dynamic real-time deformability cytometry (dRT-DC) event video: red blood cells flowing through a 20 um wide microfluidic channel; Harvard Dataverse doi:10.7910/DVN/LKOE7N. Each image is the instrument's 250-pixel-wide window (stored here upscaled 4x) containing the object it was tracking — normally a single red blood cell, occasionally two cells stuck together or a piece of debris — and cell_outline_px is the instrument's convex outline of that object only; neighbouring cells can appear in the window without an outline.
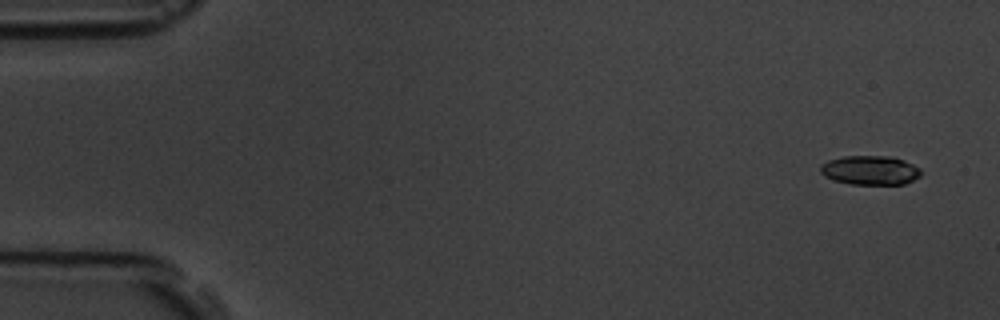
{"species": "common noctule bat (a hibernating species)", "species_latin": "Nyctalus noctula", "temperature_condition": "room temperature", "stored_images_in_passage": 11, "camera_frame_rate_fps": 3000, "um_per_image_px": 0.085, "animal": {"sex": "male", "body_mass_g": 19.5, "forearm_length_mm": 54.6}, "frame": {"image": 1, "passage_image": 1, "time_ms": 0.0, "image_size_px": [1000, 320], "cell_outline_px": [[920, 176], [904, 184], [852, 184], [836, 180], [824, 176], [820, 172], [820, 164], [828, 160], [844, 156], [892, 156], [904, 160], [920, 168]], "centroid_in_image_um": [73.95, 14.46], "position_along_channel_um": 11.0, "area_um2": 17.05}}
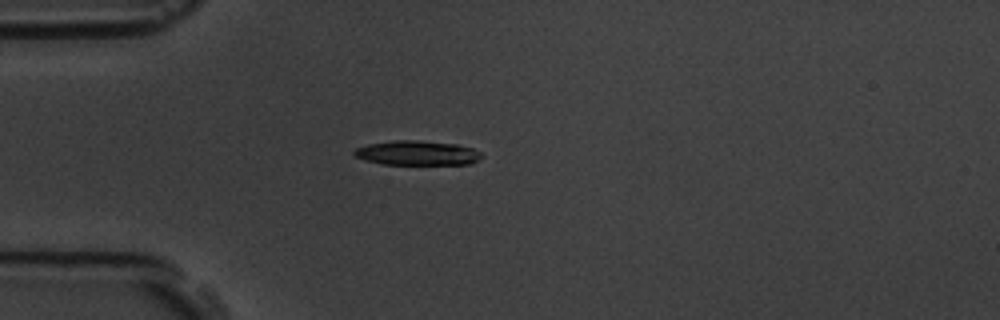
{"frame": {"image": 2, "passage_image": 4, "time_ms": 4.333, "image_size_px": [1000, 320], "cell_outline_px": [[480, 160], [468, 164], [384, 164], [368, 160], [356, 156], [352, 152], [356, 148], [368, 144], [396, 140], [416, 140], [456, 144], [472, 148], [480, 152]], "centroid_in_image_um": [35.47, 13.0], "position_along_channel_um": 49.5, "area_um2": 17.92}}